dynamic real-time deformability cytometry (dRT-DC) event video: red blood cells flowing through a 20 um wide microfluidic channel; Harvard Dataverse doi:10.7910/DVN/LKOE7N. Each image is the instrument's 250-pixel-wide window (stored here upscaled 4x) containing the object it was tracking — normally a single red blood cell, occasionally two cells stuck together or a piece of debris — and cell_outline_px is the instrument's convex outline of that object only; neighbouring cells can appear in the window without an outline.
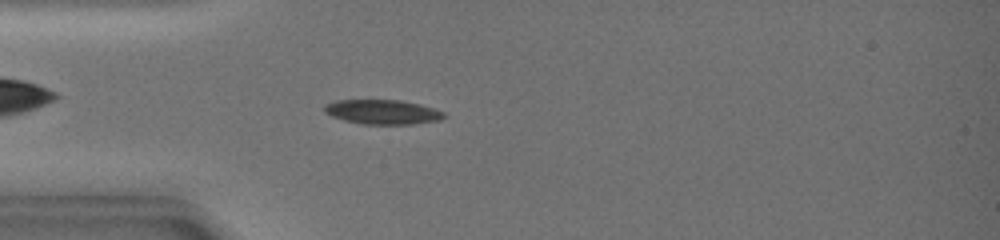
{"species": "common noctule bat (a hibernating species)", "species_latin": "Nyctalus noctula", "temperature_condition": "warm", "stored_images_in_passage": 35, "camera_frame_rate_fps": 3000, "um_per_image_px": 0.085, "animal": {"sex": "female", "body_mass_g": 19.0, "forearm_length_mm": 51.5}, "frame": {"image": 1, "passage_image": 4, "time_ms": 1.0, "image_size_px": [1000, 240], "cell_outline_px": [[444, 116], [440, 120], [412, 124], [360, 124], [344, 120], [332, 116], [324, 112], [324, 104], [336, 100], [400, 100], [420, 104], [444, 112]], "centroid_in_image_um": [32.48, 9.51], "position_along_channel_um": 52.5, "area_um2": 17.05}}
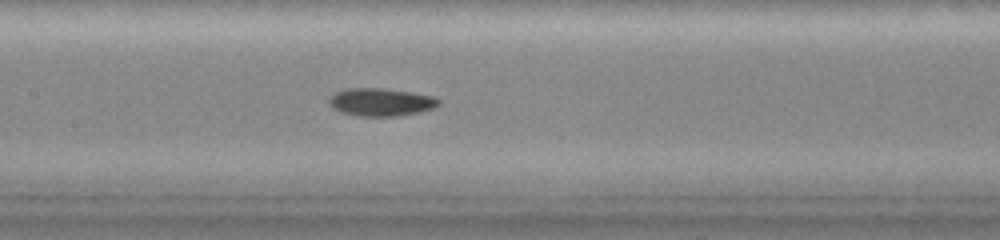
{"frame": {"image": 2, "passage_image": 13, "time_ms": 4.0, "image_size_px": [1000, 240], "cell_outline_px": [[440, 104], [436, 108], [420, 112], [396, 116], [360, 116], [340, 112], [332, 108], [328, 104], [328, 100], [336, 92], [348, 88], [384, 88], [412, 92], [432, 96], [440, 100]], "centroid_in_image_um": [32.39, 8.68], "position_along_channel_um": 175.0, "area_um2": 17.92}}
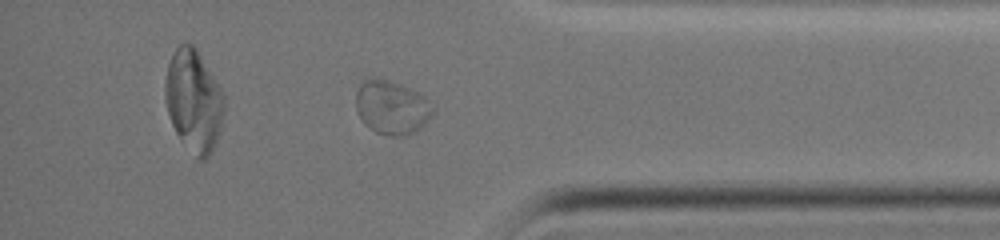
{"frame": {"image": 3, "passage_image": 29, "time_ms": 9.333, "image_size_px": [1000, 240], "cell_outline_px": [[436, 108], [432, 116], [420, 128], [404, 136], [388, 136], [376, 132], [364, 124], [356, 108], [356, 92], [364, 76], [376, 76], [400, 84], [416, 92]], "centroid_in_image_um": [33.26, 9.1], "position_along_channel_um": 401.9, "area_um2": 24.28}, "authors_computed_cell_mechanics": {"area_um2": 17.918, "velocity_mm_per_s": 4.344, "shape_relaxation_time_tau1_ms": null, "shape_relaxation_time_tau2_ms": 3.4467, "deformation_change_tau1": null, "deformation_change_tau2": 0.0654}}